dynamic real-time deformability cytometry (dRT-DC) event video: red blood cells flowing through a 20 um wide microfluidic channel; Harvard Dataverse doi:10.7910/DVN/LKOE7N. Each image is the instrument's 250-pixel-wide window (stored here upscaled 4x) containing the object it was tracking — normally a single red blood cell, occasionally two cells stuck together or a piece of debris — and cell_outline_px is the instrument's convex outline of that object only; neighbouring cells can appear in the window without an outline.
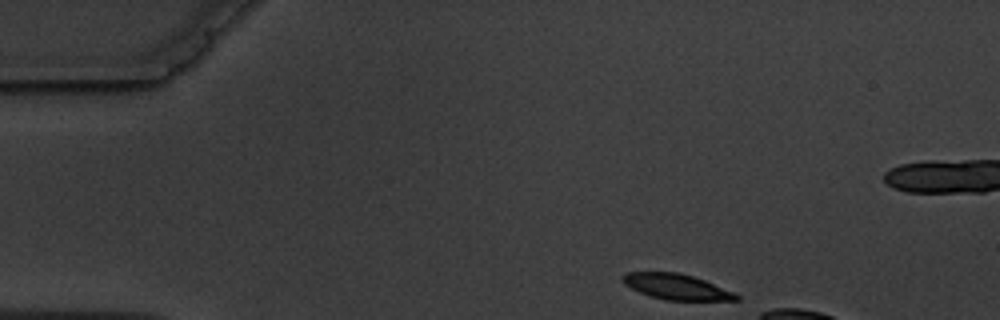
{"species": "common noctule bat (a hibernating species)", "species_latin": "Nyctalus noctula", "temperature_condition": "warm", "stored_images_in_passage": 4, "camera_frame_rate_fps": 3000, "um_per_image_px": 0.085, "animal": {"sex": "male", "body_mass_g": 19.5, "forearm_length_mm": 54.6}, "frame": {"image": 1, "passage_image": 1, "time_ms": 0.0, "image_size_px": [1000, 320], "cell_outline_px": [[740, 300], [664, 300], [648, 296], [624, 284], [620, 280], [620, 276], [624, 272], [680, 272], [704, 280], [736, 292], [740, 296]], "centroid_in_image_um": [57.48, 24.37], "position_along_channel_um": 27.5, "area_um2": 17.17}}